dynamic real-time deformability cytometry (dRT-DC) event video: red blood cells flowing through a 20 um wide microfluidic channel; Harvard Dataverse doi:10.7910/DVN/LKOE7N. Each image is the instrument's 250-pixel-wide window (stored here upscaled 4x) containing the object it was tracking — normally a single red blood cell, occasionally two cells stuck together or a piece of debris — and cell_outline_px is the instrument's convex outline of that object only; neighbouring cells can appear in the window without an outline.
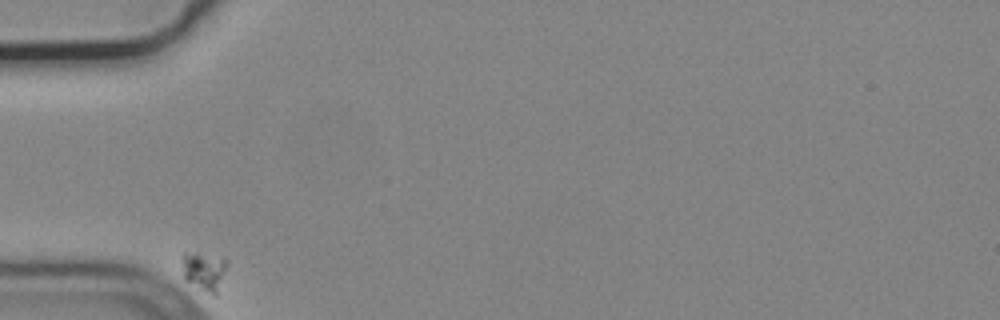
{"species": "common noctule bat (a hibernating species)", "species_latin": "Nyctalus noctula", "temperature_condition": "cold", "stored_images_in_passage": 35, "camera_frame_rate_fps": 3000, "um_per_image_px": 0.085, "animal": {"sex": "male", "body_mass_g": 19.2, "forearm_length_mm": 51.8}, "frame": {"image": 1, "passage_image": 1, "time_ms": 0.0, "image_size_px": [1000, 320], "cell_outline_px": [[228, 264], [216, 296], [212, 296], [188, 280], [184, 276], [180, 256], [184, 252], [196, 252], [224, 256]], "centroid_in_image_um": [17.37, 22.98], "position_along_channel_um": 67.6, "area_um2": 10.4}}